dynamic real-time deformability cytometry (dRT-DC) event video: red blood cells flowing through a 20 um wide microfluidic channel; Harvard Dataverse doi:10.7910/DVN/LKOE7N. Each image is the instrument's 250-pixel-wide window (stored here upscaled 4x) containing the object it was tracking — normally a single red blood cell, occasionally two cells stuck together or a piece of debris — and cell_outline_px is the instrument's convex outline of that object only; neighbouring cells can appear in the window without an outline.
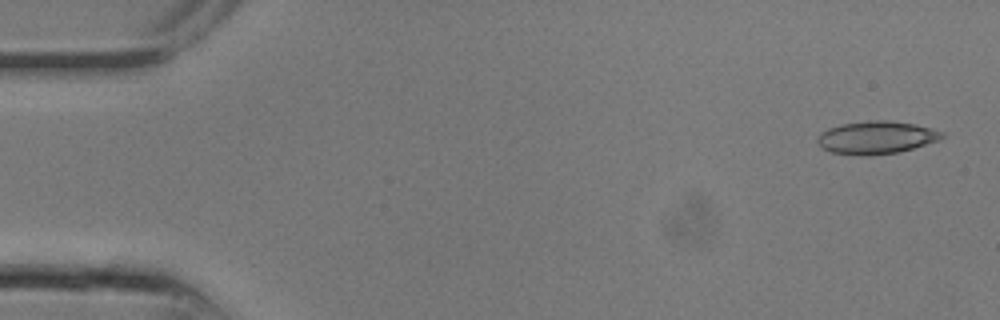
{"species": "common noctule bat (a hibernating species)", "species_latin": "Nyctalus noctula", "temperature_condition": "room temperature", "stored_images_in_passage": 25, "camera_frame_rate_fps": 3000, "um_per_image_px": 0.085, "animal": {"sex": "male", "body_mass_g": 13.3}, "frame": {"image": 1, "passage_image": 1, "time_ms": 0.0, "image_size_px": [1000, 320], "cell_outline_px": [[944, 136], [940, 140], [900, 152], [872, 156], [860, 156], [832, 152], [824, 148], [816, 140], [816, 136], [820, 132], [828, 128], [840, 124], [876, 120], [884, 120], [912, 124], [932, 128], [944, 132]], "centroid_in_image_um": [74.48, 11.7], "position_along_channel_um": 10.5, "area_um2": 23.87}}
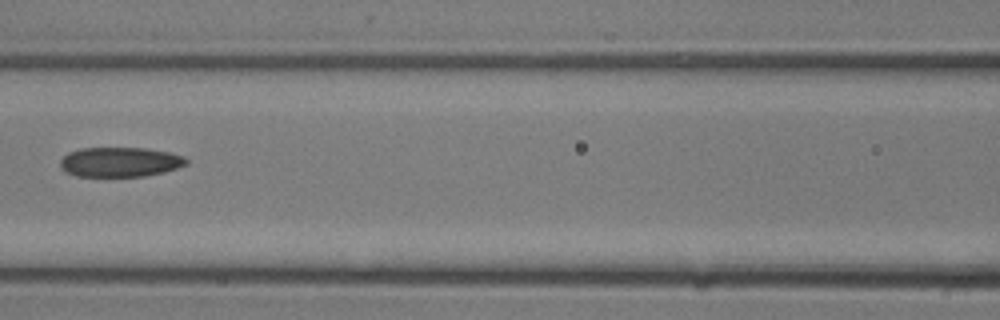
{"frame": {"image": 2, "passage_image": 11, "time_ms": 3.333, "image_size_px": [1000, 320], "cell_outline_px": [[188, 164], [164, 172], [144, 176], [76, 176], [64, 172], [60, 168], [60, 160], [68, 152], [80, 148], [144, 148], [168, 152], [184, 156], [188, 160]], "centroid_in_image_um": [10.17, 13.77], "position_along_channel_um": 156.4, "area_um2": 21.91}}
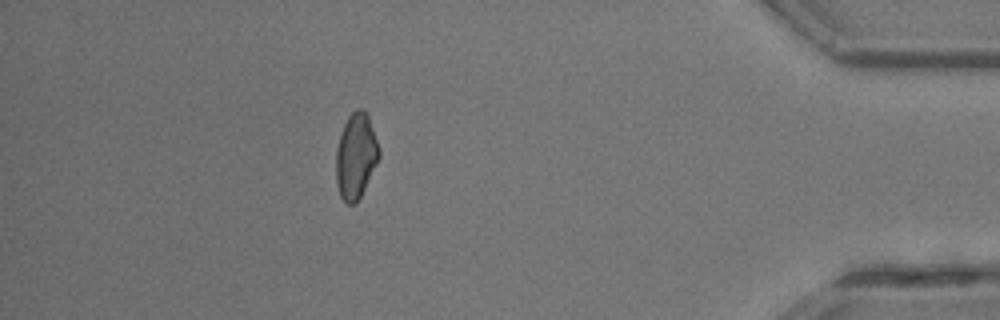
{"frame": {"image": 3, "passage_image": 22, "time_ms": 7.0, "image_size_px": [1000, 320], "cell_outline_px": [[380, 156], [356, 204], [348, 204], [340, 196], [336, 184], [336, 152], [340, 132], [348, 116], [356, 108], [360, 108], [368, 116], [380, 148]], "centroid_in_image_um": [30.23, 13.25], "position_along_channel_um": 405.0, "area_um2": 21.27}}